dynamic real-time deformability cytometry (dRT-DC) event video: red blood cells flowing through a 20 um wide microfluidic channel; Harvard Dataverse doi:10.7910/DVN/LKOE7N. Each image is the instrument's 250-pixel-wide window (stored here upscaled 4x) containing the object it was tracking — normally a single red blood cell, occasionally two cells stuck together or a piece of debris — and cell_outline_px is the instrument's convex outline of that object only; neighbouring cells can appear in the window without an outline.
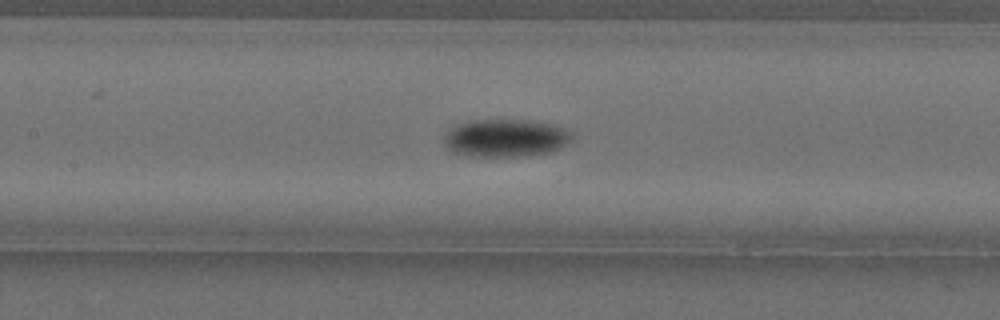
{"species": "Egyptian fruit bat (a non-hibernating species)", "species_latin": "Rousettus aegyptiacus", "temperature_condition": "cold", "stored_images_in_passage": 35, "camera_frame_rate_fps": 3000, "um_per_image_px": 0.085, "animal": {"sex": "female"}, "frame": {"image": 1, "passage_image": 15, "time_ms": 4.667, "image_size_px": [1000, 320], "cell_outline_px": [[572, 136], [560, 148], [548, 152], [520, 156], [468, 156], [452, 152], [444, 144], [444, 136], [456, 124], [468, 120], [528, 120], [552, 124], [564, 128], [572, 132]], "centroid_in_image_um": [42.93, 11.72], "position_along_channel_um": 164.5, "area_um2": 27.98}}
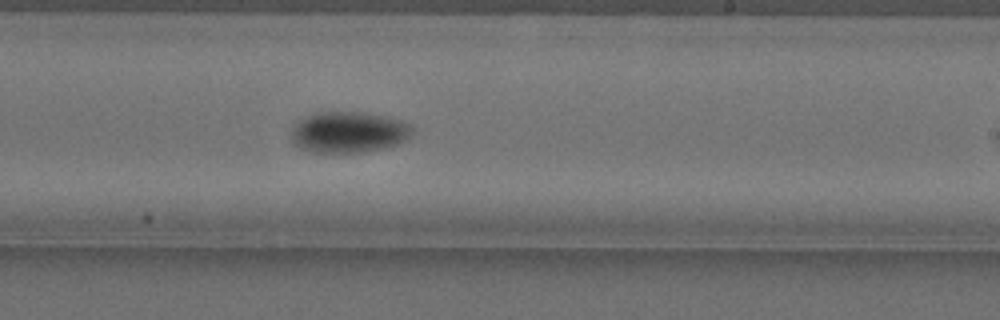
{"frame": {"image": 2, "passage_image": 23, "time_ms": 7.333, "image_size_px": [1000, 320], "cell_outline_px": [[412, 132], [404, 140], [396, 144], [380, 148], [360, 152], [312, 152], [300, 148], [292, 144], [292, 128], [300, 120], [308, 116], [320, 112], [364, 112], [384, 116], [412, 124]], "centroid_in_image_um": [29.6, 11.23], "position_along_channel_um": 259.4, "area_um2": 28.55}}
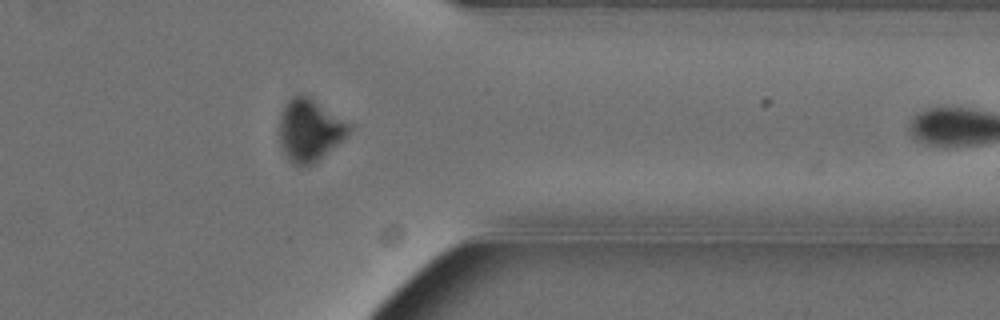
{"frame": {"image": 3, "passage_image": 34, "time_ms": 11.0, "image_size_px": [1000, 320], "cell_outline_px": [[352, 128], [332, 148], [312, 164], [292, 164], [284, 156], [280, 148], [276, 132], [280, 112], [284, 104], [292, 96], [308, 96], [352, 124]], "centroid_in_image_um": [26.22, 11.05], "position_along_channel_um": 385.2, "area_um2": 25.37}}